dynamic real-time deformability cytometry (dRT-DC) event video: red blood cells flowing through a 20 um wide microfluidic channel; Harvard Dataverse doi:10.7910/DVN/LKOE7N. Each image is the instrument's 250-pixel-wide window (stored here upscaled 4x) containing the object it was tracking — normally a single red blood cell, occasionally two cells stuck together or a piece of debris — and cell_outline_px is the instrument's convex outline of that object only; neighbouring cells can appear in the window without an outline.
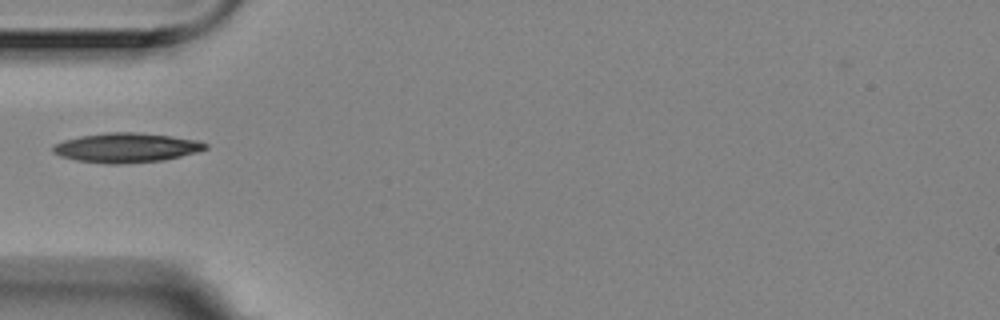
{"species": "Egyptian fruit bat (a non-hibernating species)", "species_latin": "Rousettus aegyptiacus", "temperature_condition": "room temperature", "stored_images_in_passage": 39, "camera_frame_rate_fps": 3000, "um_per_image_px": 0.085, "animal": {"sex": "female"}, "frame": {"image": 1, "passage_image": 1, "time_ms": 0.0, "image_size_px": [1000, 320], "cell_outline_px": [[208, 148], [196, 152], [164, 160], [120, 164], [108, 164], [76, 160], [60, 156], [52, 152], [52, 144], [64, 140], [80, 136], [108, 132], [136, 132], [172, 136], [200, 140], [208, 144]], "centroid_in_image_um": [10.73, 12.55], "position_along_channel_um": 74.3, "area_um2": 26.36}}
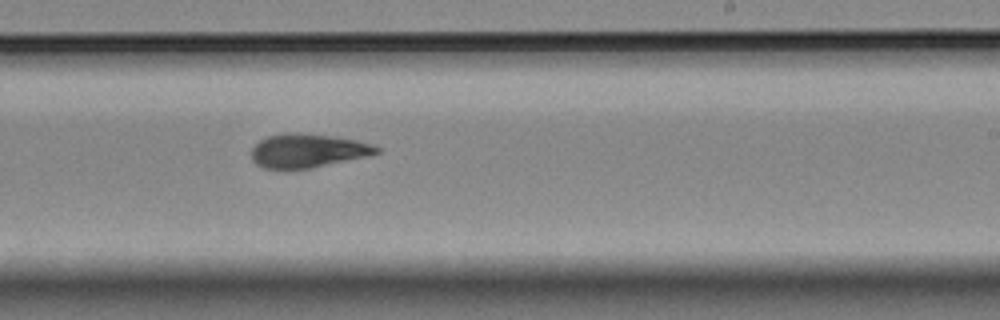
{"frame": {"image": 2, "passage_image": 17, "time_ms": 5.333, "image_size_px": [1000, 320], "cell_outline_px": [[380, 152], [372, 156], [312, 168], [288, 172], [264, 168], [256, 164], [252, 160], [252, 148], [260, 140], [268, 136], [288, 132], [328, 136], [356, 140], [372, 144], [380, 148]], "centroid_in_image_um": [26.15, 12.86], "position_along_channel_um": 262.8, "area_um2": 25.2}}
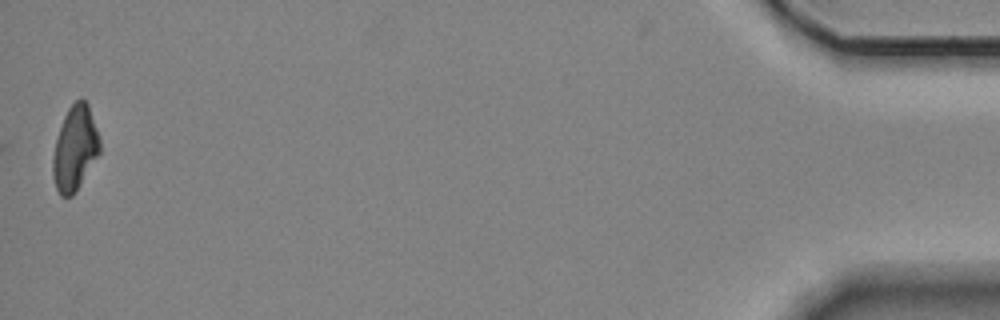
{"frame": {"image": 3, "passage_image": 39, "time_ms": 12.667, "image_size_px": [1000, 320], "cell_outline_px": [[100, 152], [72, 196], [60, 196], [56, 188], [52, 176], [52, 160], [56, 140], [64, 116], [68, 108], [80, 96], [88, 104], [100, 140]], "centroid_in_image_um": [6.36, 12.6], "position_along_channel_um": 428.8, "area_um2": 22.83}}